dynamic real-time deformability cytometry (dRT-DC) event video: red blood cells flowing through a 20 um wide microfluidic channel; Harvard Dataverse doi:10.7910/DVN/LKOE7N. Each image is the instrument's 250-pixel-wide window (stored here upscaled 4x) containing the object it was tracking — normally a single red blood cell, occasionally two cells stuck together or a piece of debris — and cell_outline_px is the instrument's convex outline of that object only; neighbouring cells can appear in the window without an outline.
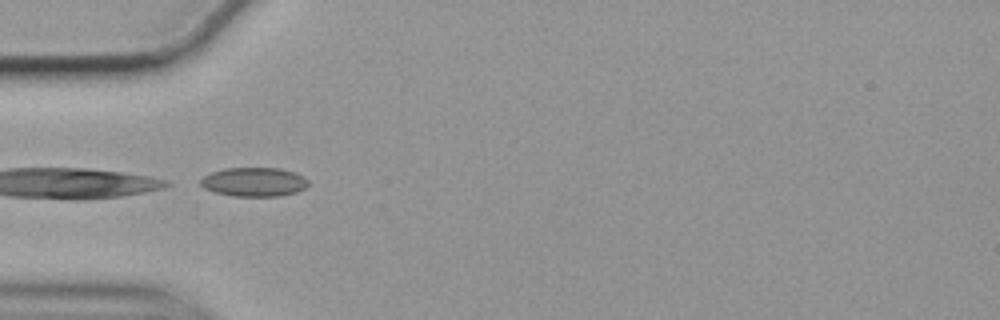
{"species": "common noctule bat (a hibernating species)", "species_latin": "Nyctalus noctula", "temperature_condition": "cold", "stored_images_in_passage": 32, "camera_frame_rate_fps": 3000, "um_per_image_px": 0.085, "animal": {"sex": "female", "body_mass_g": 19.9}, "frame": {"image": 1, "passage_image": 1, "time_ms": 0.0, "image_size_px": [1000, 320], "cell_outline_px": [[308, 184], [304, 188], [296, 192], [280, 196], [232, 196], [216, 192], [204, 188], [200, 184], [200, 180], [204, 176], [212, 172], [224, 168], [280, 168], [296, 172], [304, 176], [308, 180]], "centroid_in_image_um": [21.61, 15.46], "position_along_channel_um": 63.4, "area_um2": 18.26}}
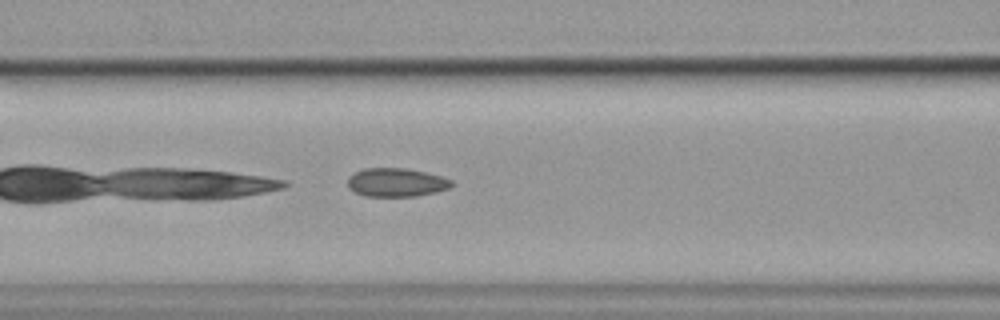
{"frame": {"image": 2, "passage_image": 7, "time_ms": 2.0, "image_size_px": [1000, 320], "cell_outline_px": [[452, 184], [448, 188], [436, 192], [416, 196], [364, 196], [348, 188], [348, 176], [364, 168], [408, 168], [440, 176], [452, 180]], "centroid_in_image_um": [33.66, 15.5], "position_along_channel_um": 132.9, "area_um2": 17.22}}
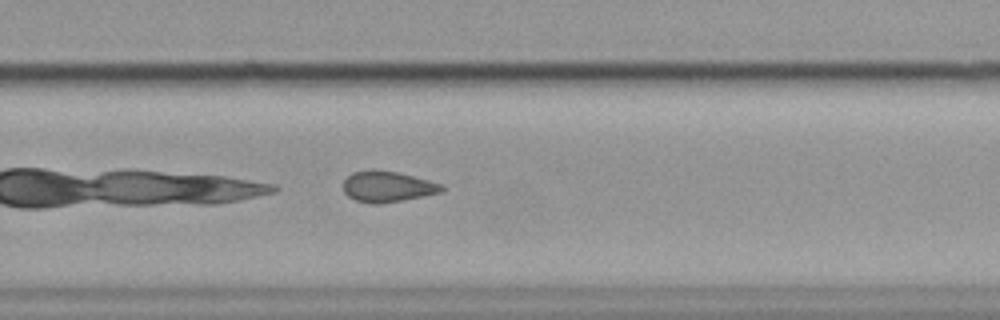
{"frame": {"image": 3, "passage_image": 21, "time_ms": 6.667, "image_size_px": [1000, 320], "cell_outline_px": [[444, 188], [440, 192], [380, 204], [372, 204], [356, 200], [348, 196], [344, 192], [344, 180], [352, 172], [372, 168], [400, 172], [444, 184]], "centroid_in_image_um": [32.91, 15.83], "position_along_channel_um": 296.9, "area_um2": 17.8}, "authors_computed_cell_mechanics": {"area_um2": 17.7157, "velocity_mm_per_s": 3.5265, "shape_relaxation_time_tau1_ms": null, "shape_relaxation_time_tau2_ms": 3.2332, "deformation_change_tau1": null, "deformation_change_tau2": 0.0984}}